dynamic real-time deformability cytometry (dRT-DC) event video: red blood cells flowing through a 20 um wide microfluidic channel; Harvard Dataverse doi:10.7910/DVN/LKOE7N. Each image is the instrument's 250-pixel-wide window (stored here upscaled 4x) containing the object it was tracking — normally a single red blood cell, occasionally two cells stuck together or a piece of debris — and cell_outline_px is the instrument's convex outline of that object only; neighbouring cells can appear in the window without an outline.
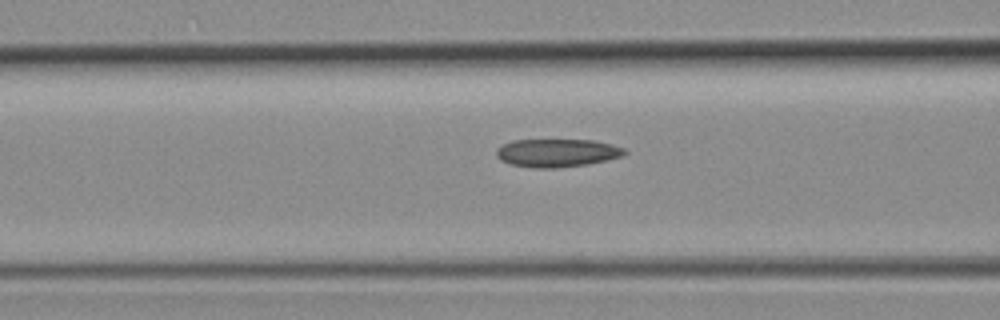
{"species": "common noctule bat (a hibernating species)", "species_latin": "Nyctalus noctula", "temperature_condition": "room temperature", "stored_images_in_passage": 17, "camera_frame_rate_fps": 3000, "um_per_image_px": 0.085, "animal": {"sex": "female", "body_mass_g": 19.3, "forearm_length_mm": 54.1}, "frame": {"image": 1, "passage_image": 8, "time_ms": 2.333, "image_size_px": [1000, 320], "cell_outline_px": [[628, 152], [620, 156], [588, 164], [556, 168], [536, 168], [512, 164], [500, 160], [496, 156], [496, 148], [512, 140], [592, 140], [612, 144], [624, 148]], "centroid_in_image_um": [47.32, 12.99], "position_along_channel_um": 119.3, "area_um2": 20.87}}